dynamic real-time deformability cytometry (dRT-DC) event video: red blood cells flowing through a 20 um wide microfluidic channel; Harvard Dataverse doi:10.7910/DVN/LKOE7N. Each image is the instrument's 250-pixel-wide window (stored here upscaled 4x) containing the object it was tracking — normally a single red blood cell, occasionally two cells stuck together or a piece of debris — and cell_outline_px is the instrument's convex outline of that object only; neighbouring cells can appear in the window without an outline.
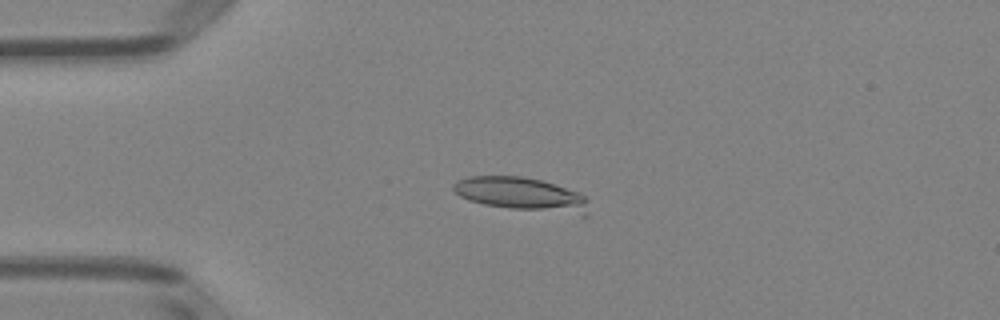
{"species": "Egyptian fruit bat (a non-hibernating species)", "species_latin": "Rousettus aegyptiacus", "temperature_condition": "room temperature", "stored_images_in_passage": 49, "camera_frame_rate_fps": 3000, "um_per_image_px": 0.085, "animal": {"sex": "female"}, "frame": {"image": 1, "passage_image": 13, "time_ms": 4.0, "image_size_px": [1000, 320], "cell_outline_px": [[588, 216], [584, 216], [512, 208], [484, 204], [468, 200], [460, 196], [452, 188], [452, 184], [468, 176], [520, 176], [540, 180], [580, 192], [588, 200]], "centroid_in_image_um": [44.38, 16.52], "position_along_channel_um": 40.6, "area_um2": 26.36}}
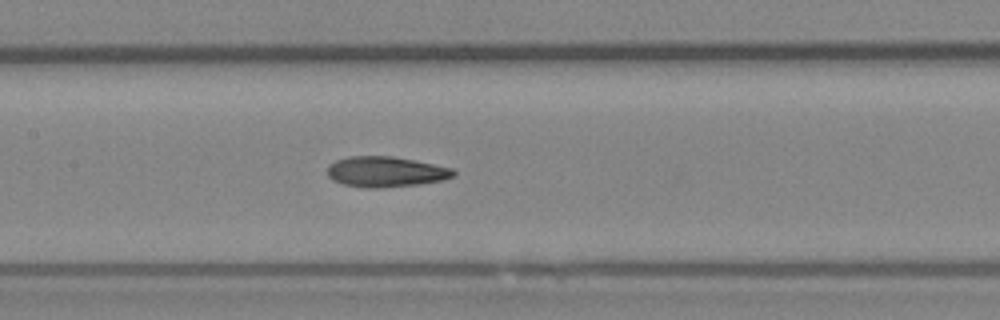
{"frame": {"image": 2, "passage_image": 25, "time_ms": 8.0, "image_size_px": [1000, 320], "cell_outline_px": [[456, 172], [452, 176], [444, 180], [416, 184], [380, 188], [364, 188], [344, 184], [332, 180], [328, 176], [328, 164], [336, 160], [348, 156], [392, 156], [452, 168]], "centroid_in_image_um": [32.74, 14.6], "position_along_channel_um": 174.7, "area_um2": 22.25}}
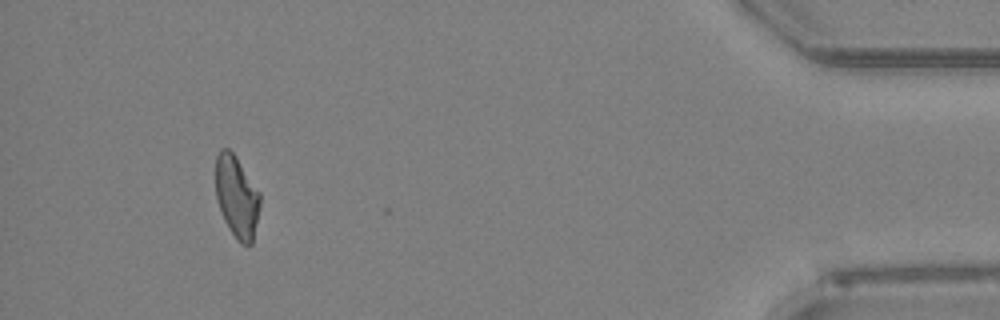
{"frame": {"image": 3, "passage_image": 48, "time_ms": 15.667, "image_size_px": [1000, 320], "cell_outline_px": [[260, 204], [252, 244], [240, 244], [236, 240], [228, 228], [224, 220], [216, 200], [216, 156], [220, 148], [228, 148], [236, 156], [260, 192]], "centroid_in_image_um": [20.11, 16.72], "position_along_channel_um": 415.1, "area_um2": 21.33}, "authors_computed_cell_mechanics": {"area_um2": 22.542, "velocity_mm_per_s": 3.9947, "shape_relaxation_time_tau1_ms": 6.155, "shape_relaxation_time_tau2_ms": 2.7951, "deformation_change_tau1": 0.1623, "deformation_change_tau2": 0.1025}}